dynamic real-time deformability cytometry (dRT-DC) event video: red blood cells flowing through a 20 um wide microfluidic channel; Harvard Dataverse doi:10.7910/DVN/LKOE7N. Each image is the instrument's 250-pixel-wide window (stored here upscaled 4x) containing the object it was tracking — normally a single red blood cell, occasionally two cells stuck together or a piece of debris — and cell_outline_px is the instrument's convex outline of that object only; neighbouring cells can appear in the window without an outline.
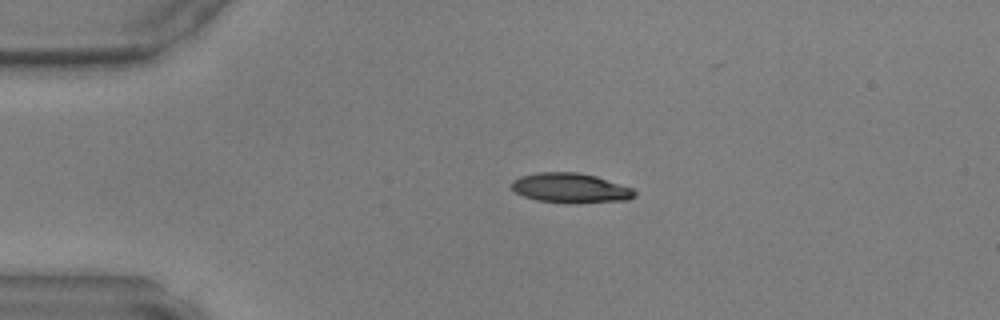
{"species": "common noctule bat (a hibernating species)", "species_latin": "Nyctalus noctula", "temperature_condition": "warm", "stored_images_in_passage": 38, "camera_frame_rate_fps": 3000, "um_per_image_px": 0.085, "animal": {"sex": "male", "body_mass_g": 17.9, "forearm_length_mm": 54.2}, "frame": {"image": 1, "passage_image": 1, "time_ms": 0.0, "image_size_px": [1000, 320], "cell_outline_px": [[636, 196], [628, 200], [568, 204], [536, 200], [524, 196], [516, 192], [512, 188], [512, 180], [520, 176], [540, 172], [576, 172], [596, 176], [632, 188], [636, 192]], "centroid_in_image_um": [48.5, 15.99], "position_along_channel_um": 36.5, "area_um2": 21.44}}
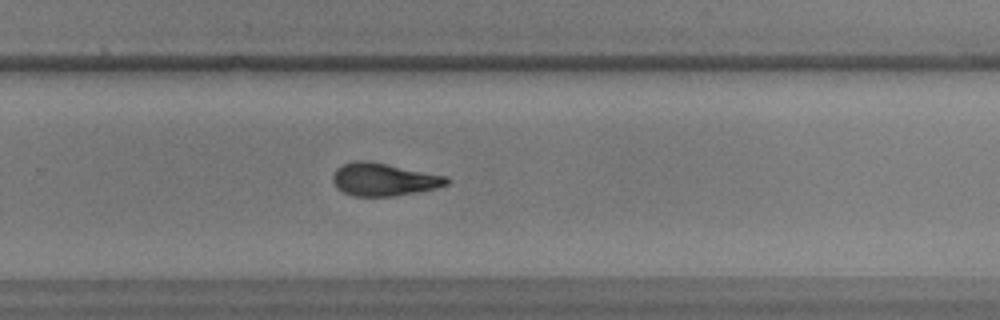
{"frame": {"image": 2, "passage_image": 22, "time_ms": 7.0, "image_size_px": [1000, 320], "cell_outline_px": [[452, 180], [448, 184], [436, 188], [416, 192], [392, 196], [352, 196], [336, 188], [332, 180], [332, 176], [336, 168], [352, 160], [368, 160], [448, 176]], "centroid_in_image_um": [32.62, 15.24], "position_along_channel_um": 297.2, "area_um2": 21.96}}
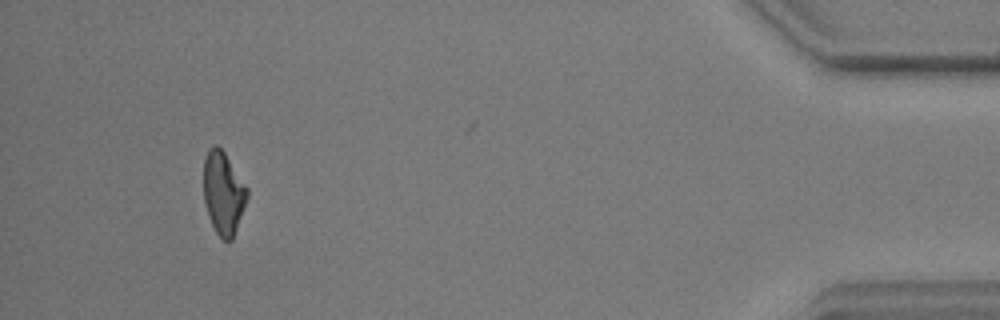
{"frame": {"image": 3, "passage_image": 35, "time_ms": 11.333, "image_size_px": [1000, 320], "cell_outline_px": [[248, 196], [232, 240], [224, 240], [216, 232], [208, 216], [204, 200], [204, 160], [208, 148], [212, 144], [216, 144], [224, 152], [248, 188]], "centroid_in_image_um": [18.97, 16.37], "position_along_channel_um": 416.2, "area_um2": 20.81}}